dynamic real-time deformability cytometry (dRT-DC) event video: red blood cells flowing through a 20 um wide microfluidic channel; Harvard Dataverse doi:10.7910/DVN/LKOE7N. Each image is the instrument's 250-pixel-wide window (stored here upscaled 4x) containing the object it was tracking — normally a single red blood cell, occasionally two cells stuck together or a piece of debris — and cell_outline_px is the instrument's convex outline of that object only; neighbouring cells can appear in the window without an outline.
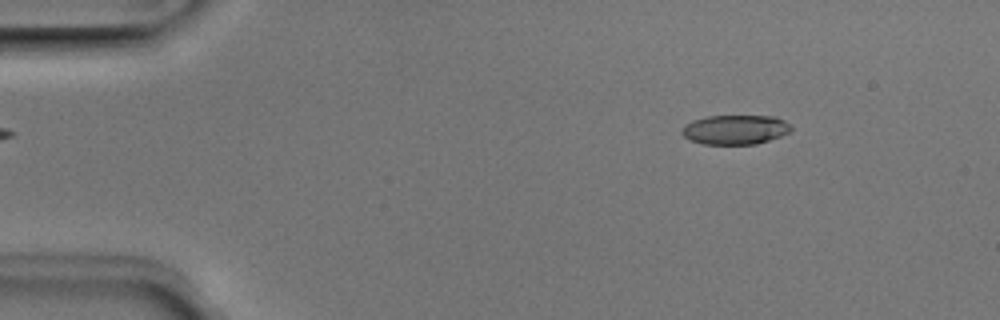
{"species": "Egyptian fruit bat (a non-hibernating species)", "species_latin": "Rousettus aegyptiacus", "temperature_condition": "room temperature", "stored_images_in_passage": 45, "camera_frame_rate_fps": 3000, "um_per_image_px": 0.085, "animal": {"sex": "male"}, "frame": {"image": 1, "passage_image": 1, "time_ms": 0.0, "image_size_px": [1000, 320], "cell_outline_px": [[792, 132], [756, 144], [704, 144], [688, 140], [680, 132], [684, 124], [692, 120], [708, 116], [776, 116], [784, 120], [792, 128]], "centroid_in_image_um": [62.47, 11.02], "position_along_channel_um": 22.5, "area_um2": 18.9}}
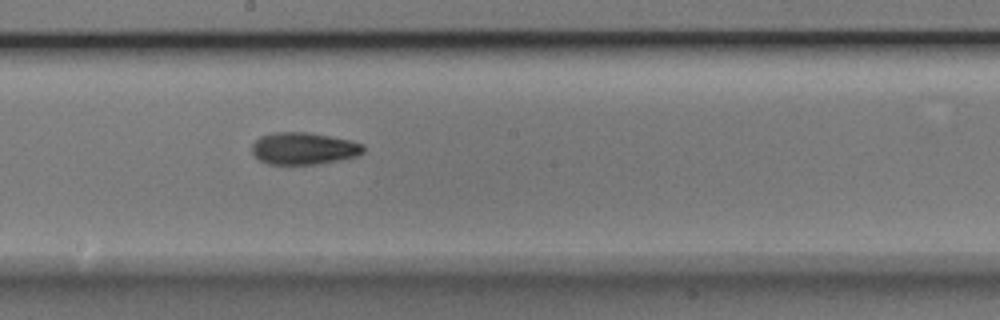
{"frame": {"image": 2, "passage_image": 22, "time_ms": 7.0, "image_size_px": [1000, 320], "cell_outline_px": [[364, 152], [356, 156], [340, 160], [316, 164], [268, 164], [260, 160], [252, 152], [252, 144], [260, 136], [272, 132], [308, 132], [352, 140], [364, 144]], "centroid_in_image_um": [25.83, 12.61], "position_along_channel_um": 222.4, "area_um2": 20.92}}
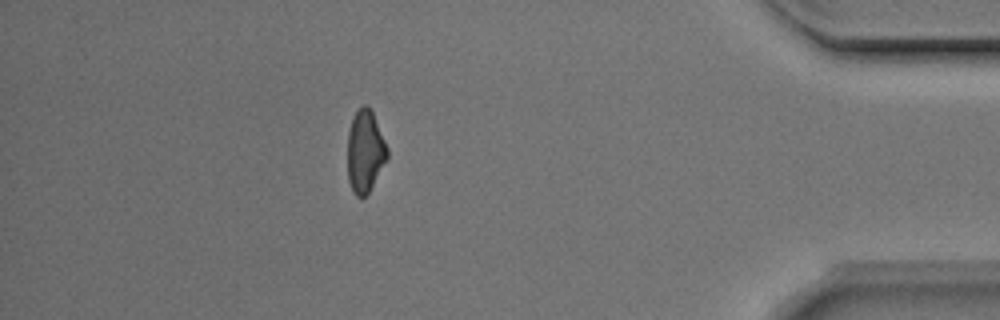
{"frame": {"image": 3, "passage_image": 39, "time_ms": 12.667, "image_size_px": [1000, 320], "cell_outline_px": [[388, 156], [368, 192], [364, 196], [356, 196], [352, 192], [348, 180], [348, 132], [352, 120], [356, 112], [364, 104], [372, 112], [388, 148]], "centroid_in_image_um": [31.02, 12.88], "position_along_channel_um": 404.2, "area_um2": 18.55}, "authors_computed_cell_mechanics": {"area_um2": 20.1144, "velocity_mm_per_s": 3.9915, "shape_relaxation_time_tau1_ms": 4.5752, "shape_relaxation_time_tau2_ms": 5.6737, "deformation_change_tau1": 0.1462, "deformation_change_tau2": 0.1348}}